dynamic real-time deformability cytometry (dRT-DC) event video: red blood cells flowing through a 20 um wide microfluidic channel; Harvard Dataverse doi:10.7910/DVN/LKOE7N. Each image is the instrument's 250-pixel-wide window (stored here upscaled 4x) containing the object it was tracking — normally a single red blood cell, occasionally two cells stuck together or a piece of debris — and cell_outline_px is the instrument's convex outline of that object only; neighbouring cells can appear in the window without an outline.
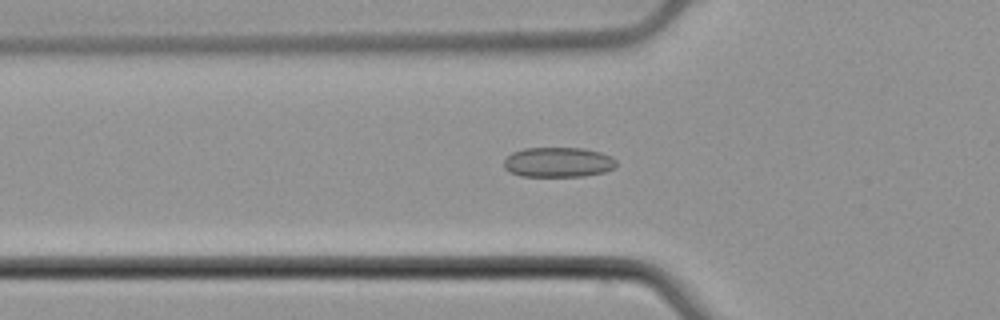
{"species": "common noctule bat (a hibernating species)", "species_latin": "Nyctalus noctula", "temperature_condition": "cold", "stored_images_in_passage": 52, "camera_frame_rate_fps": 3000, "um_per_image_px": 0.085, "animal": {"sex": "male", "body_mass_g": 21.5, "forearm_length_mm": 52.0}, "frame": {"image": 1, "passage_image": 18, "time_ms": 5.667, "image_size_px": [1000, 320], "cell_outline_px": [[616, 168], [604, 172], [584, 176], [520, 176], [504, 168], [504, 160], [512, 152], [524, 148], [584, 148], [600, 152], [612, 156], [616, 160]], "centroid_in_image_um": [47.47, 13.78], "position_along_channel_um": 78.3, "area_um2": 19.71}}
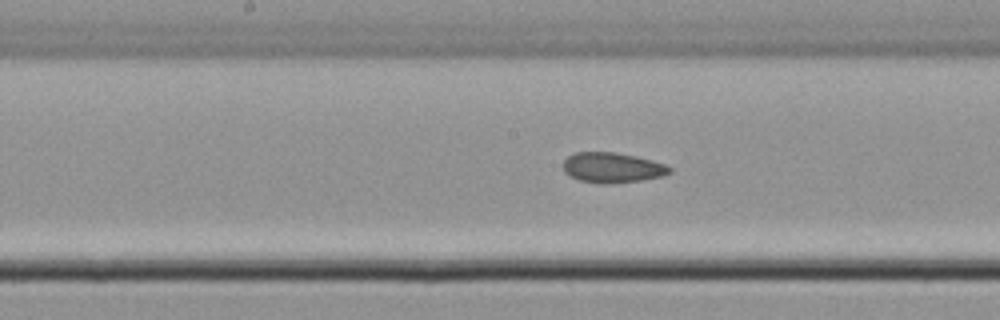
{"frame": {"image": 2, "passage_image": 27, "time_ms": 8.667, "image_size_px": [1000, 320], "cell_outline_px": [[672, 172], [664, 176], [640, 180], [604, 184], [600, 184], [580, 180], [568, 176], [564, 172], [564, 160], [568, 156], [576, 152], [612, 152], [636, 156], [652, 160], [664, 164], [672, 168]], "centroid_in_image_um": [52.04, 14.25], "position_along_channel_um": 196.2, "area_um2": 18.73}}
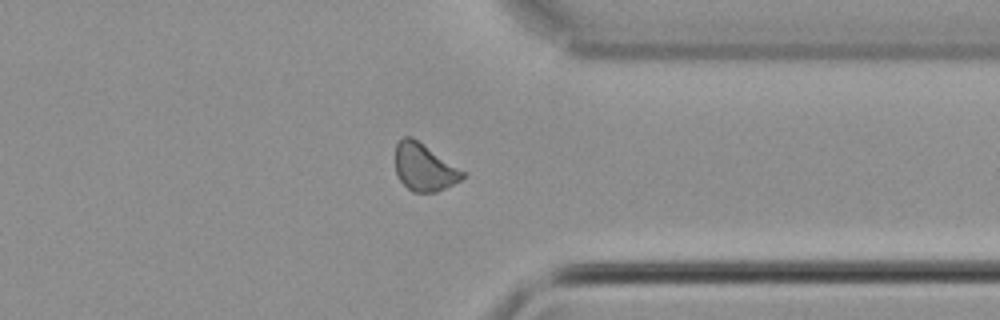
{"frame": {"image": 3, "passage_image": 41, "time_ms": 13.333, "image_size_px": [1000, 320], "cell_outline_px": [[464, 176], [460, 180], [436, 192], [412, 192], [400, 180], [396, 172], [396, 144], [404, 136], [412, 136], [464, 172]], "centroid_in_image_um": [36.02, 14.22], "position_along_channel_um": 375.4, "area_um2": 18.09}, "authors_computed_cell_mechanics": {"area_um2": 19.0451, "velocity_mm_per_s": 3.9233, "shape_relaxation_time_tau1_ms": null, "shape_relaxation_time_tau2_ms": 7.0084, "deformation_change_tau1": null, "deformation_change_tau2": 0.1158}}